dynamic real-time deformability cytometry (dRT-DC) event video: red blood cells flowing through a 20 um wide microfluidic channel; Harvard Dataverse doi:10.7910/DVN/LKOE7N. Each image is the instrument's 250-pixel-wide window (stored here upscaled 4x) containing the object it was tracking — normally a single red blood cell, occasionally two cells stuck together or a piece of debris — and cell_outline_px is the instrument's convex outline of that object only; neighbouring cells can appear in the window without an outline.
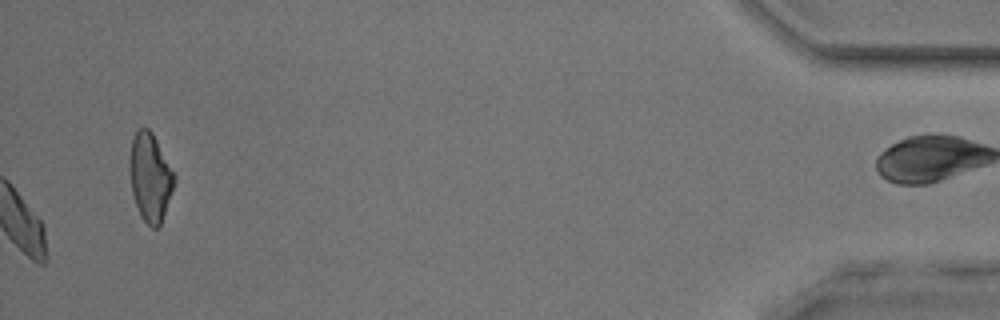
{"species": "common noctule bat (a hibernating species)", "species_latin": "Nyctalus noctula", "temperature_condition": "room temperature", "stored_images_in_passage": 39, "camera_frame_rate_fps": 3000, "um_per_image_px": 0.085, "animal": {"sex": "male", "body_mass_g": 17.9, "forearm_length_mm": 54.2}, "frame": {"image": 1, "passage_image": 39, "time_ms": 12.667, "image_size_px": [1000, 320], "cell_outline_px": [[176, 180], [160, 228], [152, 228], [140, 216], [132, 192], [128, 168], [128, 160], [132, 140], [136, 132], [140, 128], [148, 128], [152, 132], [176, 176]], "centroid_in_image_um": [12.76, 15.09], "position_along_channel_um": 422.4, "area_um2": 23.12}}